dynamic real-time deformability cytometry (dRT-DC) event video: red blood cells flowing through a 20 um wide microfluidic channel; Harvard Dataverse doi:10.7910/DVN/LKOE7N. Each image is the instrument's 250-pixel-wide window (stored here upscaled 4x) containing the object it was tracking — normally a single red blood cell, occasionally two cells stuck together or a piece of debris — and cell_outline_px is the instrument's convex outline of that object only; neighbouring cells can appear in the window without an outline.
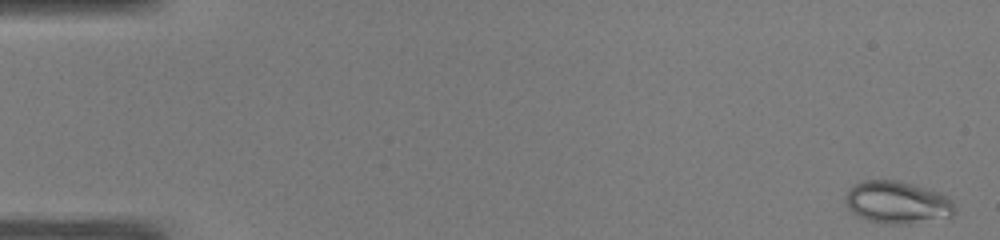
{"species": "common noctule bat (a hibernating species)", "species_latin": "Nyctalus noctula", "temperature_condition": "warm", "stored_images_in_passage": 51, "camera_frame_rate_fps": 3000, "um_per_image_px": 0.085, "animal": {"sex": "male", "body_mass_g": 19.0, "forearm_length_mm": 50.8}, "frame": {"image": 1, "passage_image": 2, "time_ms": 0.333, "image_size_px": [1000, 240], "cell_outline_px": [[952, 216], [912, 220], [868, 220], [852, 212], [848, 208], [844, 200], [852, 184], [864, 180], [896, 180], [912, 184], [936, 192], [952, 200]], "centroid_in_image_um": [76.16, 17.11], "position_along_channel_um": 8.8, "area_um2": 25.09}}
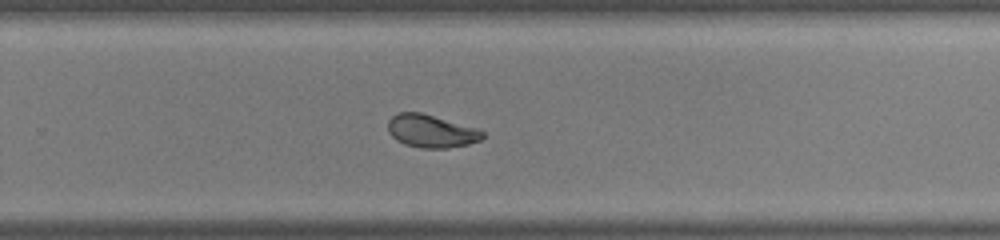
{"frame": {"image": 2, "passage_image": 34, "time_ms": 11.0, "image_size_px": [1000, 240], "cell_outline_px": [[484, 136], [480, 140], [468, 144], [448, 148], [420, 148], [404, 144], [396, 140], [388, 132], [388, 120], [392, 116], [400, 112], [420, 112], [476, 128], [484, 132]], "centroid_in_image_um": [36.62, 11.15], "position_along_channel_um": 293.2, "area_um2": 18.03}}
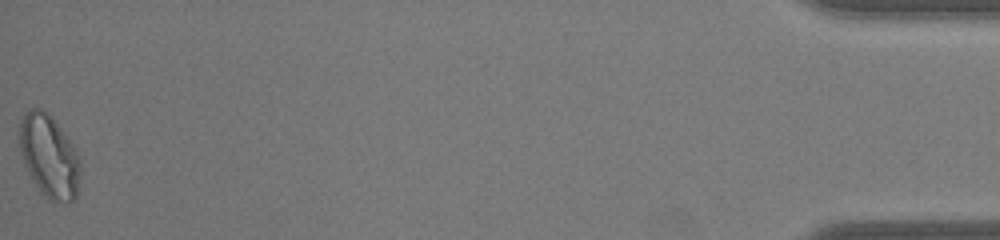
{"frame": {"image": 3, "passage_image": 51, "time_ms": 16.667, "image_size_px": [1000, 240], "cell_outline_px": [[80, 172], [76, 196], [68, 204], [48, 200], [40, 192], [28, 172], [24, 164], [20, 152], [20, 120], [24, 112], [28, 108], [40, 108], [56, 124], [72, 144], [80, 160]], "centroid_in_image_um": [4.16, 13.33], "position_along_channel_um": 431.0, "area_um2": 29.02}, "authors_computed_cell_mechanics": {"area_um2": 21.386, "velocity_mm_per_s": 4.075, "shape_relaxation_time_tau1_ms": null, "shape_relaxation_time_tau2_ms": 0.9936, "deformation_change_tau1": null, "deformation_change_tau2": 0.0622}}